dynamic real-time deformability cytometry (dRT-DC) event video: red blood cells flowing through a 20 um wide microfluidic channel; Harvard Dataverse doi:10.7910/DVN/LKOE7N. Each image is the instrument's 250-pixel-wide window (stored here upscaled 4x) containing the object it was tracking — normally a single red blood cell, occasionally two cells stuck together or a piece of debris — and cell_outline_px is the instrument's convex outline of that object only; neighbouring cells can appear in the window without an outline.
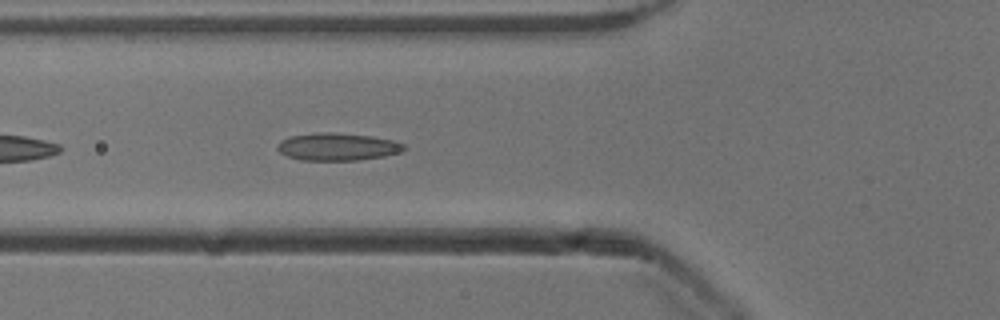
{"species": "common noctule bat (a hibernating species)", "species_latin": "Nyctalus noctula", "temperature_condition": "cold", "stored_images_in_passage": 24, "camera_frame_rate_fps": 3000, "um_per_image_px": 0.085, "animal": {"sex": "male", "body_mass_g": 13.3}, "frame": {"image": 1, "passage_image": 5, "time_ms": 1.333, "image_size_px": [1000, 320], "cell_outline_px": [[404, 152], [384, 156], [356, 160], [300, 160], [288, 156], [280, 152], [276, 148], [276, 144], [280, 140], [288, 136], [312, 132], [332, 132], [372, 136], [392, 140], [404, 144]], "centroid_in_image_um": [28.64, 12.46], "position_along_channel_um": 97.2, "area_um2": 20.52}}
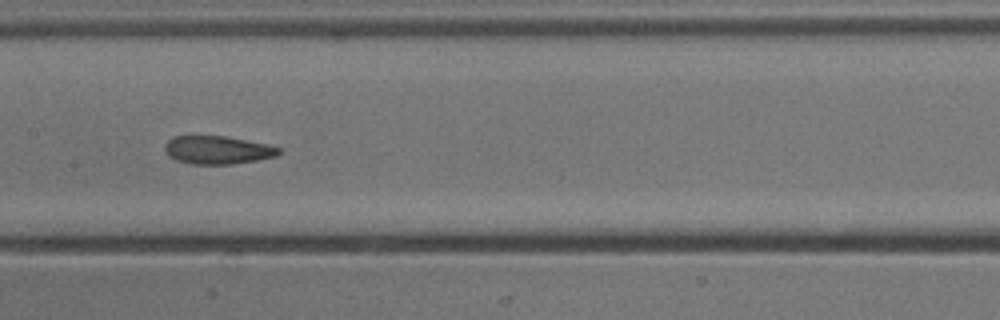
{"frame": {"image": 2, "passage_image": 12, "time_ms": 3.667, "image_size_px": [1000, 320], "cell_outline_px": [[280, 152], [276, 156], [256, 160], [228, 164], [192, 164], [176, 160], [164, 148], [164, 144], [172, 136], [224, 136], [264, 144], [280, 148]], "centroid_in_image_um": [18.46, 12.74], "position_along_channel_um": 188.9, "area_um2": 18.26}}
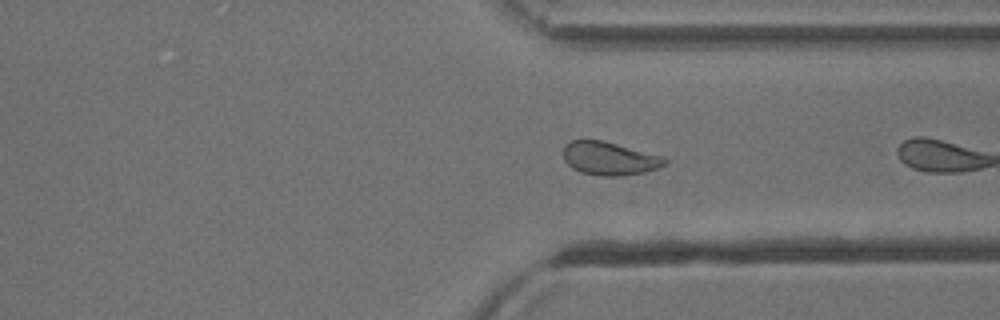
{"frame": {"image": 3, "passage_image": 23, "time_ms": 7.333, "image_size_px": [1000, 320], "cell_outline_px": [[668, 164], [660, 168], [644, 172], [620, 176], [600, 176], [580, 172], [572, 168], [564, 160], [564, 144], [572, 140], [600, 140], [664, 156], [668, 160]], "centroid_in_image_um": [51.83, 13.48], "position_along_channel_um": 359.6, "area_um2": 19.77}}